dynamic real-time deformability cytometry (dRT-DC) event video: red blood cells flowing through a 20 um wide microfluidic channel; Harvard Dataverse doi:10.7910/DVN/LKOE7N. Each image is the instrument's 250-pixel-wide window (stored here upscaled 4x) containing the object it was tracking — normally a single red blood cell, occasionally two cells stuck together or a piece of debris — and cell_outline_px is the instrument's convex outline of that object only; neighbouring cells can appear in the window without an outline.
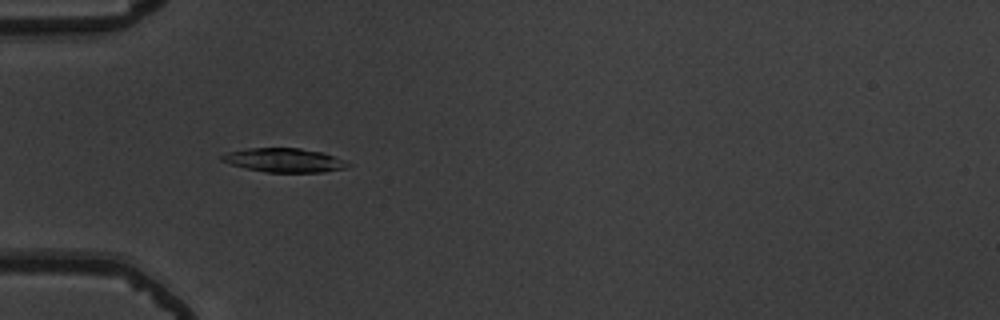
{"species": "common noctule bat (a hibernating species)", "species_latin": "Nyctalus noctula", "temperature_condition": "warm", "stored_images_in_passage": 55, "camera_frame_rate_fps": 3000, "um_per_image_px": 0.085, "animal": {"sex": "male", "body_mass_g": 19.5, "forearm_length_mm": 54.6}, "frame": {"image": 1, "passage_image": 18, "time_ms": 5.667, "image_size_px": [1000, 320], "cell_outline_px": [[352, 164], [344, 168], [324, 172], [264, 172], [232, 164], [220, 160], [220, 156], [228, 152], [248, 148], [300, 148], [320, 152], [344, 160]], "centroid_in_image_um": [24.15, 13.62], "position_along_channel_um": 60.8, "area_um2": 17.34}}
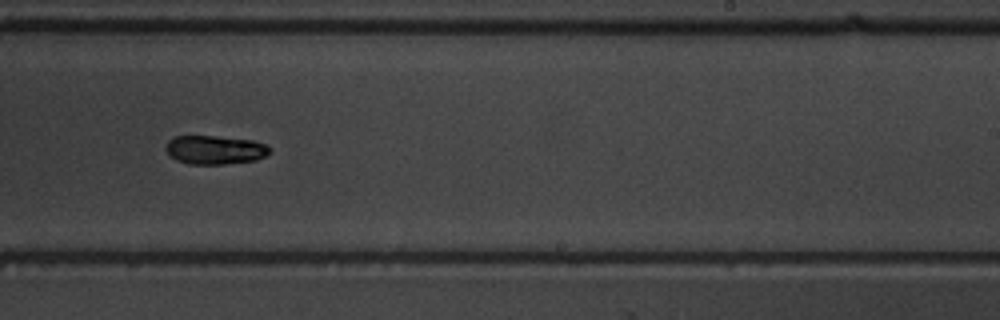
{"frame": {"image": 2, "passage_image": 35, "time_ms": 11.333, "image_size_px": [1000, 320], "cell_outline_px": [[272, 152], [256, 160], [224, 164], [188, 164], [176, 160], [164, 148], [168, 140], [172, 136], [216, 136], [252, 140], [264, 144], [272, 148]], "centroid_in_image_um": [18.27, 12.73], "position_along_channel_um": 270.7, "area_um2": 17.51}}
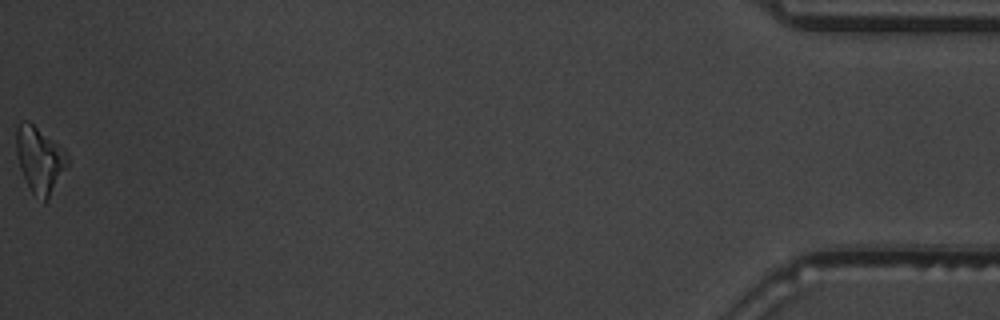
{"frame": {"image": 3, "passage_image": 55, "time_ms": 18.0, "image_size_px": [1000, 320], "cell_outline_px": [[68, 168], [48, 200], [44, 204], [32, 192], [20, 168], [16, 152], [16, 128], [20, 120], [28, 120], [64, 148], [68, 152]], "centroid_in_image_um": [3.4, 13.57], "position_along_channel_um": 431.8, "area_um2": 20.11}, "authors_computed_cell_mechanics": {"area_um2": 18.0914, "velocity_mm_per_s": 3.7922, "shape_relaxation_time_tau1_ms": 2.9287, "shape_relaxation_time_tau2_ms": null, "deformation_change_tau1": 0.129, "deformation_change_tau2": null}}